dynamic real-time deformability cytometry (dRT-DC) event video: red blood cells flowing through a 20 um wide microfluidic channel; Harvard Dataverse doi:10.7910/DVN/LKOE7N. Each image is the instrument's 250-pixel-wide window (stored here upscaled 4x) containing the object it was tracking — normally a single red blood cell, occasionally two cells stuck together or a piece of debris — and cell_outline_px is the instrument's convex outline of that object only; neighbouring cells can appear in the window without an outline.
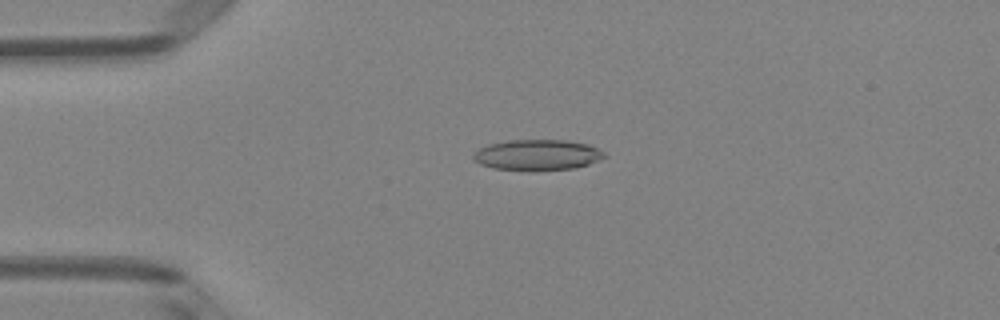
{"species": "Egyptian fruit bat (a non-hibernating species)", "species_latin": "Rousettus aegyptiacus", "temperature_condition": "room temperature", "stored_images_in_passage": 50, "camera_frame_rate_fps": 3000, "um_per_image_px": 0.085, "animal": {"sex": "female"}, "frame": {"image": 1, "passage_image": 12, "time_ms": 3.667, "image_size_px": [1000, 320], "cell_outline_px": [[608, 156], [588, 164], [576, 168], [536, 172], [492, 168], [480, 164], [472, 160], [472, 156], [480, 148], [488, 144], [512, 140], [564, 140], [588, 144], [604, 152]], "centroid_in_image_um": [45.67, 13.19], "position_along_channel_um": 39.3, "area_um2": 23.81}}
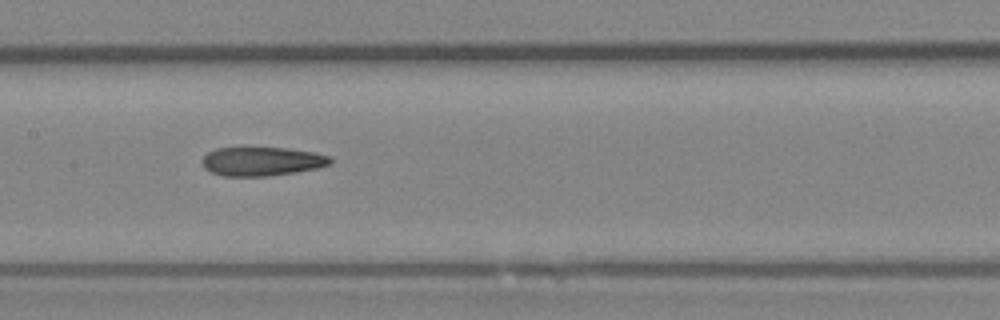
{"frame": {"image": 2, "passage_image": 25, "time_ms": 8.0, "image_size_px": [1000, 320], "cell_outline_px": [[332, 164], [316, 168], [296, 172], [268, 176], [224, 176], [212, 172], [204, 168], [204, 156], [208, 152], [216, 148], [284, 148], [316, 152], [332, 156]], "centroid_in_image_um": [22.32, 13.71], "position_along_channel_um": 185.1, "area_um2": 21.5}}
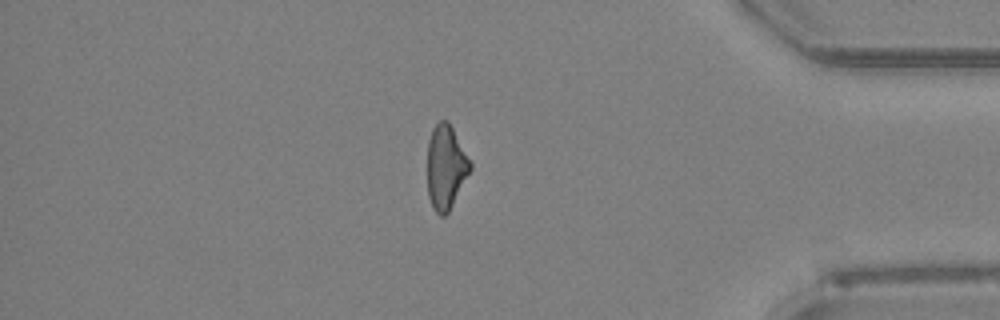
{"frame": {"image": 3, "passage_image": 43, "time_ms": 14.0, "image_size_px": [1000, 320], "cell_outline_px": [[472, 168], [448, 212], [444, 216], [440, 216], [432, 208], [428, 196], [428, 140], [432, 128], [440, 120], [448, 120], [472, 164]], "centroid_in_image_um": [37.88, 14.2], "position_along_channel_um": 397.3, "area_um2": 20.87}, "authors_computed_cell_mechanics": {"area_um2": 22.3108, "velocity_mm_per_s": 4.0474, "shape_relaxation_time_tau1_ms": null, "shape_relaxation_time_tau2_ms": 4.9539, "deformation_change_tau1": null, "deformation_change_tau2": 0.1674}}